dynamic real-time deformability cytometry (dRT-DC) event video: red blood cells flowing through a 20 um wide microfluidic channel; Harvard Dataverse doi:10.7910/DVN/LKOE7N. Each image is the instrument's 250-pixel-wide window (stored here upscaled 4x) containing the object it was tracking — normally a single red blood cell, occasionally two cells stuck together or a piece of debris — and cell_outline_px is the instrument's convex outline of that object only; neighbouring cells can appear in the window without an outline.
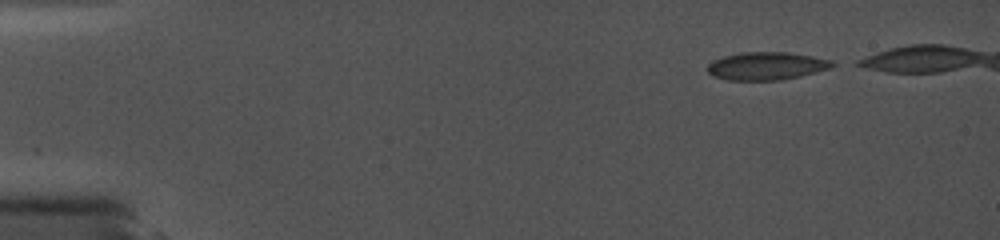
{"species": "common noctule bat (a hibernating species)", "species_latin": "Nyctalus noctula", "temperature_condition": "cold", "stored_images_in_passage": 8, "camera_frame_rate_fps": 5000, "um_per_image_px": 0.085, "animal": {"sex": "female", "body_mass_g": 19.0, "forearm_length_mm": 56.7}, "frame": {"image": 1, "passage_image": 1, "time_ms": 0.0, "image_size_px": [1000, 240], "cell_outline_px": [[840, 64], [832, 68], [800, 76], [780, 80], [728, 80], [712, 76], [708, 72], [708, 64], [712, 60], [724, 56], [740, 52], [788, 52], [812, 56], [832, 60]], "centroid_in_image_um": [65.19, 5.6], "position_along_channel_um": 19.8, "area_um2": 20.52}}